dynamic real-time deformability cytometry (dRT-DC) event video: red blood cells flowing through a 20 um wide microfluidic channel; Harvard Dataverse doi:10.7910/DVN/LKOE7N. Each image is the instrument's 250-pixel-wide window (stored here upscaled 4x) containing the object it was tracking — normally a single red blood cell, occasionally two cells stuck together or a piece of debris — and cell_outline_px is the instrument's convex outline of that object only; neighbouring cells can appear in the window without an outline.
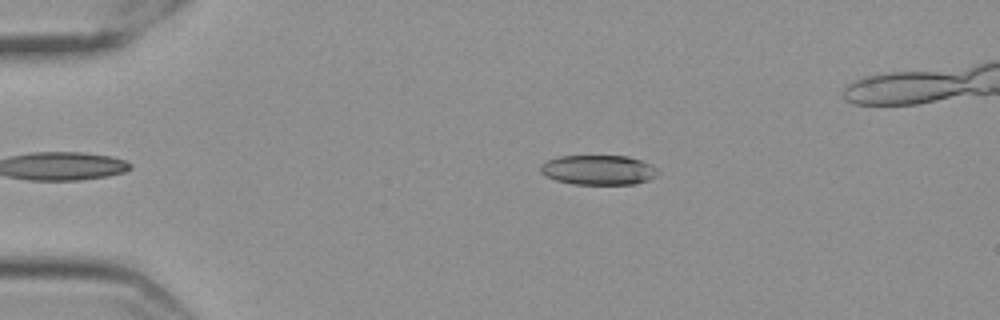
{"species": "Egyptian fruit bat (a non-hibernating species)", "species_latin": "Rousettus aegyptiacus", "temperature_condition": "cold", "stored_images_in_passage": 40, "camera_frame_rate_fps": 3000, "um_per_image_px": 0.085, "frame": {"image": 1, "passage_image": 2, "time_ms": 0.333, "image_size_px": [1000, 320], "cell_outline_px": [[660, 172], [656, 176], [648, 180], [632, 184], [572, 184], [556, 180], [540, 172], [540, 164], [548, 160], [560, 156], [628, 156], [652, 164]], "centroid_in_image_um": [50.88, 14.44], "position_along_channel_um": 34.1, "area_um2": 20.35}}
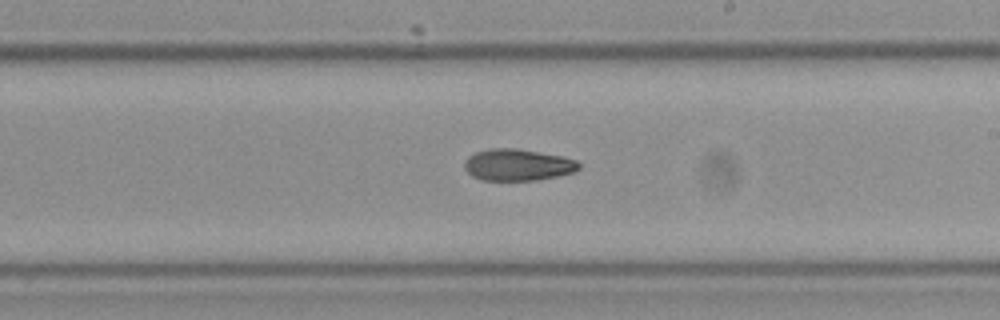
{"frame": {"image": 2, "passage_image": 24, "time_ms": 7.667, "image_size_px": [1000, 320], "cell_outline_px": [[580, 168], [572, 172], [556, 176], [536, 180], [480, 180], [472, 176], [464, 168], [464, 160], [468, 156], [476, 152], [488, 148], [516, 148], [560, 156], [576, 160], [580, 164]], "centroid_in_image_um": [43.95, 14.01], "position_along_channel_um": 245.0, "area_um2": 21.04}}
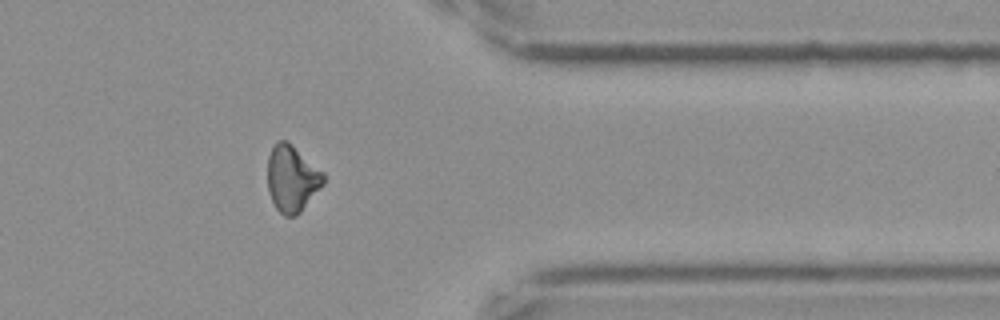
{"frame": {"image": 3, "passage_image": 37, "time_ms": 12.0, "image_size_px": [1000, 320], "cell_outline_px": [[324, 184], [300, 212], [296, 216], [284, 216], [276, 208], [272, 200], [268, 188], [268, 156], [276, 140], [284, 140], [324, 172]], "centroid_in_image_um": [24.81, 15.2], "position_along_channel_um": 386.6, "area_um2": 21.27}, "authors_computed_cell_mechanics": {"area_um2": 21.5016, "velocity_mm_per_s": 3.5436, "shape_relaxation_time_tau1_ms": 6.6852, "shape_relaxation_time_tau2_ms": 10.7918, "deformation_change_tau1": 0.1583, "deformation_change_tau2": 0.1781}}